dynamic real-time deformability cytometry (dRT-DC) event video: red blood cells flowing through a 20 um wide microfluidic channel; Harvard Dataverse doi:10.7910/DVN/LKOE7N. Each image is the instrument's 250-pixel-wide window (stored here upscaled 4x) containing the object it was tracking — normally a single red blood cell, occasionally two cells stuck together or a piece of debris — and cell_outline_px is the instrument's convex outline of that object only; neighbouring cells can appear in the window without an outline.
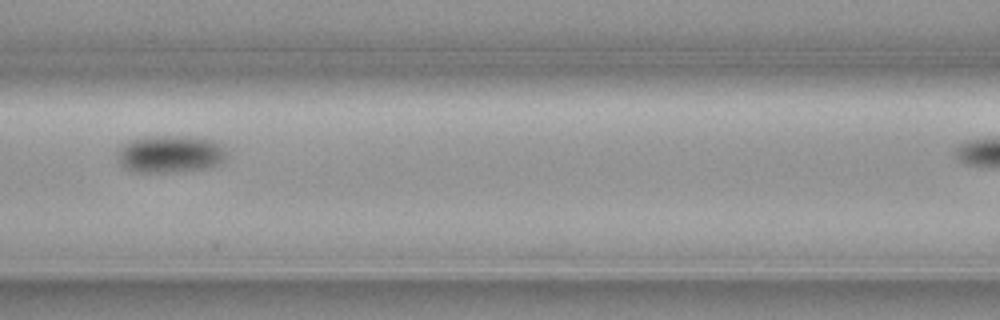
{"species": "common noctule bat (a hibernating species)", "species_latin": "Nyctalus noctula", "temperature_condition": "cold", "stored_images_in_passage": 9, "camera_frame_rate_fps": 3000, "um_per_image_px": 0.085, "animal": {"sex": "female", "body_mass_g": 19.3, "forearm_length_mm": 54.1}, "frame": {"image": 1, "passage_image": 6, "time_ms": 1.667, "image_size_px": [1000, 320], "cell_outline_px": [[228, 152], [224, 160], [220, 164], [204, 168], [168, 172], [132, 172], [124, 168], [116, 160], [116, 152], [128, 140], [144, 136], [188, 136], [212, 140], [220, 144]], "centroid_in_image_um": [14.41, 13.08], "position_along_channel_um": 152.2, "area_um2": 24.1}}